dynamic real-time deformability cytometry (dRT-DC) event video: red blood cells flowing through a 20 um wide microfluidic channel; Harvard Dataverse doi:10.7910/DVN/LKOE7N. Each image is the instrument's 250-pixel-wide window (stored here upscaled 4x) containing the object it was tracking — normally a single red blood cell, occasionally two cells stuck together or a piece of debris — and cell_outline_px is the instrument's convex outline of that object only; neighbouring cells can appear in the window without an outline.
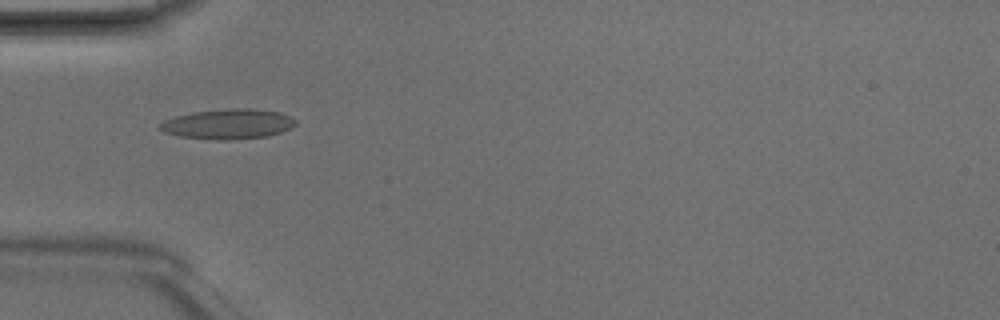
{"species": "Egyptian fruit bat (a non-hibernating species)", "species_latin": "Rousettus aegyptiacus", "temperature_condition": "room temperature", "stored_images_in_passage": 7, "camera_frame_rate_fps": 3000, "um_per_image_px": 0.085, "animal": {"sex": "male"}, "frame": {"image": 1, "passage_image": 5, "time_ms": 1.333, "image_size_px": [1000, 320], "cell_outline_px": [[296, 124], [292, 128], [268, 136], [228, 140], [216, 140], [180, 136], [164, 132], [156, 128], [164, 120], [176, 116], [192, 112], [232, 108], [252, 108], [280, 112], [292, 116], [296, 120]], "centroid_in_image_um": [19.4, 10.54], "position_along_channel_um": 65.6, "area_um2": 23.93}}